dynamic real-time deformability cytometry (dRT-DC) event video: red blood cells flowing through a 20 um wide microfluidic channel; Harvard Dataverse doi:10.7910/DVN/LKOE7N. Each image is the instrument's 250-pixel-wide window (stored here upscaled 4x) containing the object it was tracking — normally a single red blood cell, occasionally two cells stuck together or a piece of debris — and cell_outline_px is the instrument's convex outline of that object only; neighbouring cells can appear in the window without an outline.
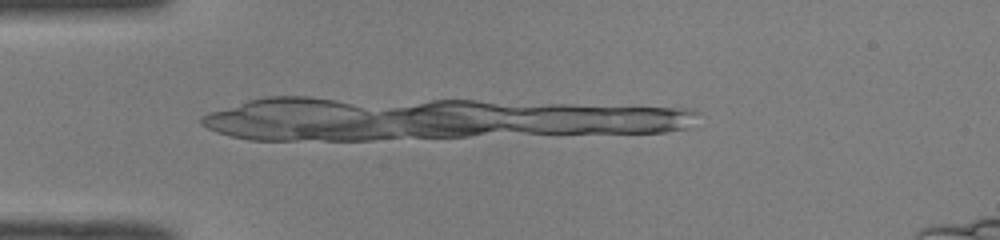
{"species": "common noctule bat (a hibernating species)", "species_latin": "Nyctalus noctula", "temperature_condition": "room temperature", "stored_images_in_passage": 5, "camera_frame_rate_fps": 3000, "um_per_image_px": 0.085, "animal": {"sex": "male", "body_mass_g": 19.0, "forearm_length_mm": 50.8}, "frame": {"image": 1, "passage_image": 1, "time_ms": 0.0, "image_size_px": [1000, 240], "cell_outline_px": [[672, 112], [668, 128], [652, 132], [540, 132], [536, 108], [656, 108]], "centroid_in_image_um": [51.23, 10.19], "position_along_channel_um": 33.8, "area_um2": 22.43}}